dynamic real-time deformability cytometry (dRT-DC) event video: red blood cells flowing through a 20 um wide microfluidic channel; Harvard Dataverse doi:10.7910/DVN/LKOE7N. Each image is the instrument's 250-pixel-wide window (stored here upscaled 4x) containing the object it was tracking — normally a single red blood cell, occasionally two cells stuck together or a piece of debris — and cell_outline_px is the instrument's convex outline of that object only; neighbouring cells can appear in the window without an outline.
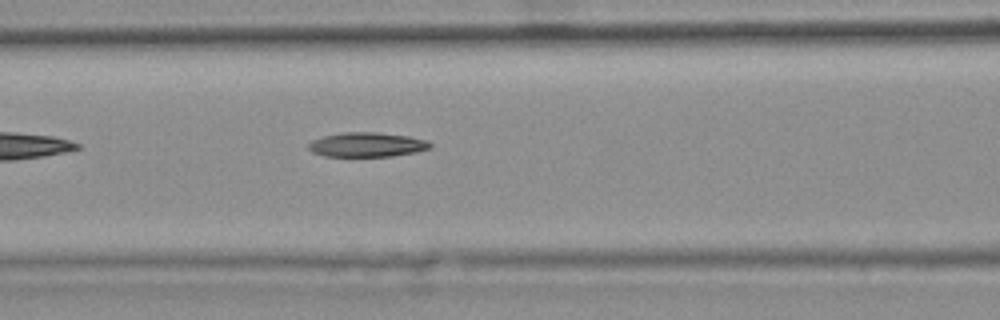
{"species": "common noctule bat (a hibernating species)", "species_latin": "Nyctalus noctula", "temperature_condition": "warm", "stored_images_in_passage": 4, "camera_frame_rate_fps": 3000, "um_per_image_px": 0.085, "animal": {"sex": "female", "body_mass_g": 25.1}, "frame": {"image": 1, "passage_image": 4, "time_ms": 1.0, "image_size_px": [1000, 320], "cell_outline_px": [[432, 144], [428, 148], [416, 152], [392, 156], [324, 156], [312, 152], [308, 148], [308, 144], [312, 140], [324, 136], [344, 132], [376, 132], [408, 136], [428, 140]], "centroid_in_image_um": [31.18, 12.29], "position_along_channel_um": 135.4, "area_um2": 17.28}}